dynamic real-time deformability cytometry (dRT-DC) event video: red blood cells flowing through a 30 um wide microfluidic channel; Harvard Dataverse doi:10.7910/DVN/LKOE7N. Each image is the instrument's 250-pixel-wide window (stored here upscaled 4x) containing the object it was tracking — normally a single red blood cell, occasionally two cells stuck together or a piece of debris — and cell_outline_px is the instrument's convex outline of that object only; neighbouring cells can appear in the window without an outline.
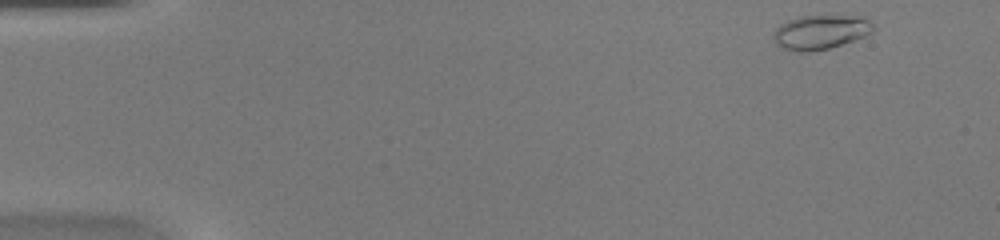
{"species": "common noctule bat (a hibernating species)", "species_latin": "Nyctalus noctula", "temperature_condition": "warm", "stored_images_in_passage": 46, "camera_frame_rate_fps": 3000, "um_per_image_px": 0.085, "animal": {"sex": "female", "body_mass_g": 20.0, "forearm_length_mm": 54.0}, "frame": {"image": 1, "passage_image": 1, "time_ms": 0.0, "image_size_px": [1000, 240], "cell_outline_px": [[876, 28], [872, 32], [864, 36], [828, 48], [800, 52], [796, 52], [784, 48], [776, 44], [772, 36], [776, 28], [780, 24], [788, 20], [800, 16], [864, 16]], "centroid_in_image_um": [69.73, 2.71], "position_along_channel_um": 15.3, "area_um2": 19.71}}
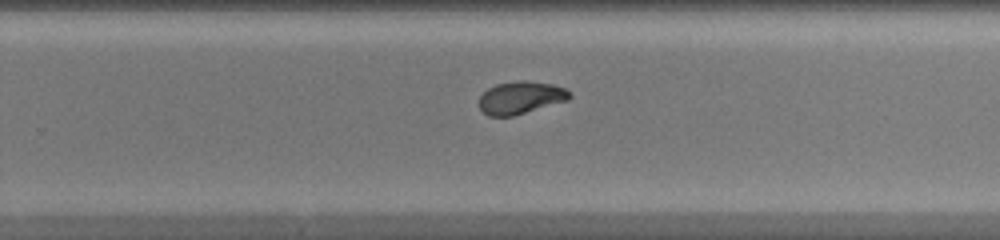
{"frame": {"image": 2, "passage_image": 29, "time_ms": 9.333, "image_size_px": [1000, 240], "cell_outline_px": [[572, 96], [568, 100], [512, 116], [488, 116], [480, 108], [480, 96], [488, 88], [496, 84], [516, 80], [528, 80], [552, 84], [564, 88]], "centroid_in_image_um": [44.25, 8.28], "position_along_channel_um": 285.6, "area_um2": 17.05}}
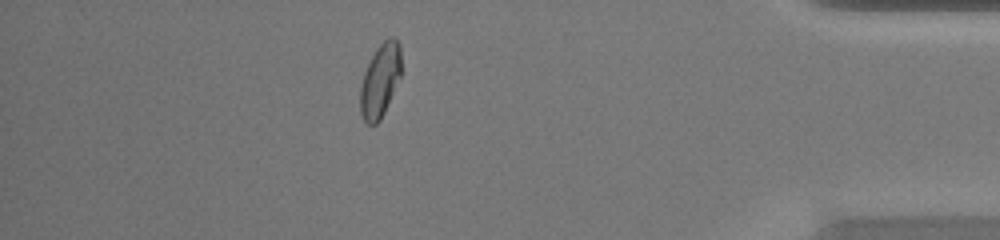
{"frame": {"image": 3, "passage_image": 40, "time_ms": 13.0, "image_size_px": [1000, 240], "cell_outline_px": [[400, 76], [384, 112], [380, 120], [376, 124], [368, 124], [364, 120], [360, 112], [360, 88], [364, 72], [376, 48], [388, 36], [392, 36], [400, 44]], "centroid_in_image_um": [32.3, 6.82], "position_along_channel_um": 402.9, "area_um2": 17.28}, "authors_computed_cell_mechanics": {"area_um2": 17.8891, "velocity_mm_per_s": 4.2683, "shape_relaxation_time_tau1_ms": 3.7379, "shape_relaxation_time_tau2_ms": 1.124, "deformation_change_tau1": 0.1783, "deformation_change_tau2": 0.0623}}